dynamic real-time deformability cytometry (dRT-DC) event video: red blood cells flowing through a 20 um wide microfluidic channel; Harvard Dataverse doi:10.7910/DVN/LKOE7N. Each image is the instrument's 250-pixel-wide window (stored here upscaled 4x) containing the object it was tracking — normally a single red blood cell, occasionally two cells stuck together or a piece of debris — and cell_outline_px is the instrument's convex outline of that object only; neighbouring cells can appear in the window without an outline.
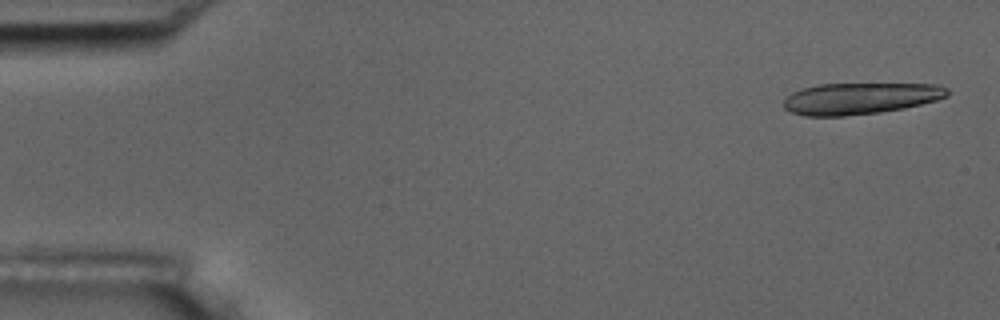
{"species": "common noctule bat (a hibernating species)", "species_latin": "Nyctalus noctula", "temperature_condition": "room temperature", "stored_images_in_passage": 19, "camera_frame_rate_fps": 3000, "um_per_image_px": 0.085, "animal": {"sex": "male", "body_mass_g": 17.5, "forearm_length_mm": 52.3}, "frame": {"image": 1, "passage_image": 2, "time_ms": 0.333, "image_size_px": [1000, 320], "cell_outline_px": [[948, 96], [936, 100], [904, 108], [880, 112], [844, 116], [804, 116], [792, 112], [784, 108], [784, 100], [792, 92], [804, 88], [820, 84], [940, 84], [948, 88]], "centroid_in_image_um": [73.13, 8.37], "position_along_channel_um": 11.9, "area_um2": 29.94}}